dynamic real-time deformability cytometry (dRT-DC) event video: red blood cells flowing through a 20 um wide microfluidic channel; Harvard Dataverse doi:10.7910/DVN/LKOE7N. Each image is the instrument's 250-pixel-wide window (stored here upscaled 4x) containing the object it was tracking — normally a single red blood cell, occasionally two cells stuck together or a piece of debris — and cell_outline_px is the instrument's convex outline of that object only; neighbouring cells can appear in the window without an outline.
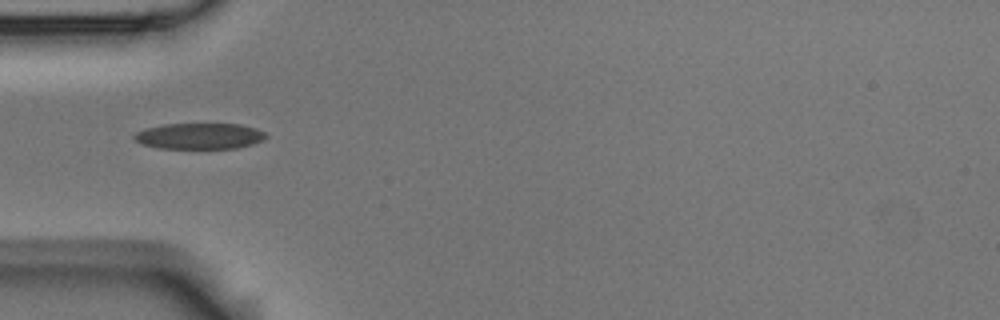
{"species": "Egyptian fruit bat (a non-hibernating species)", "species_latin": "Rousettus aegyptiacus", "temperature_condition": "room temperature", "stored_images_in_passage": 8, "camera_frame_rate_fps": 3000, "um_per_image_px": 0.085, "animal": {"sex": "male"}, "frame": {"image": 1, "passage_image": 4, "time_ms": 1.0, "image_size_px": [1000, 320], "cell_outline_px": [[268, 136], [264, 140], [252, 144], [236, 148], [156, 148], [144, 144], [136, 140], [132, 136], [136, 132], [144, 128], [164, 124], [240, 124], [256, 128], [264, 132]], "centroid_in_image_um": [16.96, 11.56], "position_along_channel_um": 68.0, "area_um2": 19.94}}
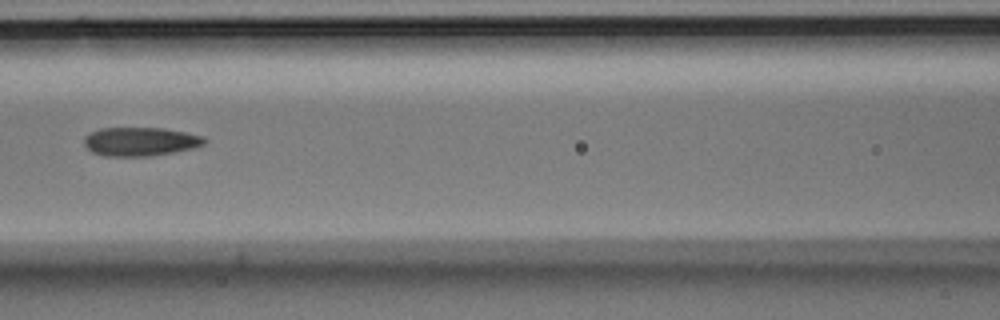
{"frame": {"image": 2, "passage_image": 6, "time_ms": 1.667, "image_size_px": [1000, 320], "cell_outline_px": [[208, 140], [204, 144], [192, 148], [152, 156], [104, 156], [92, 152], [84, 144], [84, 136], [100, 128], [164, 128], [204, 136]], "centroid_in_image_um": [11.93, 12.03], "position_along_channel_um": 154.7, "area_um2": 20.11}}
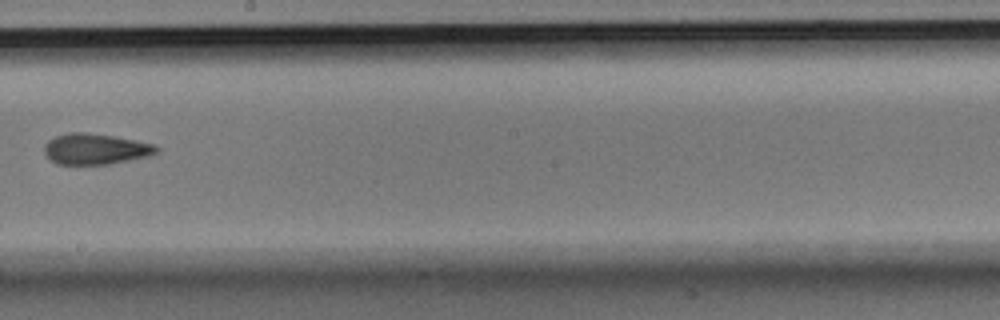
{"frame": {"image": 3, "passage_image": 8, "time_ms": 2.333, "image_size_px": [1000, 320], "cell_outline_px": [[160, 152], [148, 156], [108, 164], [56, 164], [44, 152], [44, 144], [48, 140], [56, 136], [72, 132], [88, 132], [116, 136], [156, 144], [160, 148]], "centroid_in_image_um": [8.16, 12.65], "position_along_channel_um": 240.0, "area_um2": 20.29}}